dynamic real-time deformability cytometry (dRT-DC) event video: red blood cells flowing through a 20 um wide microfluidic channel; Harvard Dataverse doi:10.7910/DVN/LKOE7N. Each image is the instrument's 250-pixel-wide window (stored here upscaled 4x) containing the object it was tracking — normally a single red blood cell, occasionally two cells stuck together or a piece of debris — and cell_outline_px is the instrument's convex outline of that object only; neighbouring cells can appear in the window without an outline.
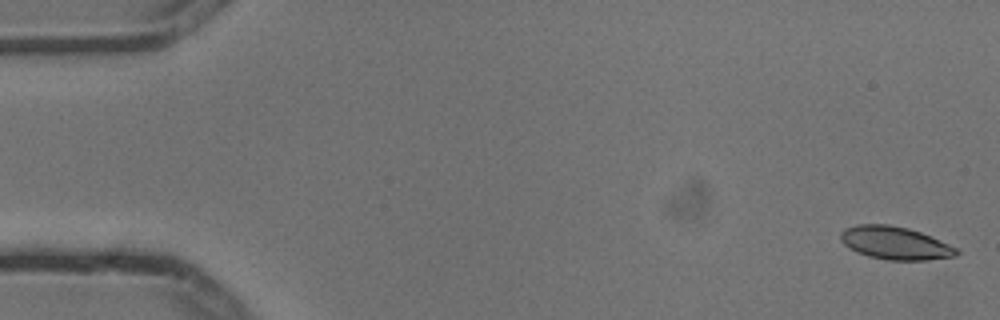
{"species": "common noctule bat (a hibernating species)", "species_latin": "Nyctalus noctula", "temperature_condition": "cold", "stored_images_in_passage": 6, "segment_of_instrument_passage": [1, 2], "camera_frame_rate_fps": 3000, "um_per_image_px": 0.085, "animal": {"sex": "male", "body_mass_g": 13.3}, "frame": {"image": 1, "passage_image": 1, "time_ms": 0.0, "image_size_px": [1000, 320], "cell_outline_px": [[960, 252], [956, 256], [928, 260], [888, 260], [868, 256], [856, 252], [848, 248], [840, 240], [840, 232], [844, 228], [856, 224], [888, 224], [908, 228], [920, 232], [960, 248]], "centroid_in_image_um": [76.08, 20.66], "position_along_channel_um": 8.9, "area_um2": 22.54}}
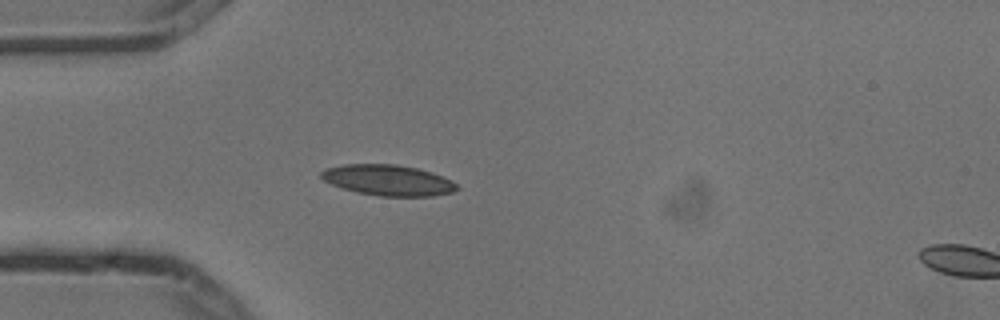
{"frame": {"image": 2, "passage_image": 5, "time_ms": 1.333, "image_size_px": [1000, 320], "cell_outline_px": [[460, 188], [452, 192], [432, 196], [380, 196], [356, 192], [340, 188], [324, 180], [320, 176], [320, 172], [324, 168], [344, 164], [396, 164], [416, 168], [432, 172], [452, 180]], "centroid_in_image_um": [32.97, 15.31], "position_along_channel_um": 52.0, "area_um2": 24.45}}